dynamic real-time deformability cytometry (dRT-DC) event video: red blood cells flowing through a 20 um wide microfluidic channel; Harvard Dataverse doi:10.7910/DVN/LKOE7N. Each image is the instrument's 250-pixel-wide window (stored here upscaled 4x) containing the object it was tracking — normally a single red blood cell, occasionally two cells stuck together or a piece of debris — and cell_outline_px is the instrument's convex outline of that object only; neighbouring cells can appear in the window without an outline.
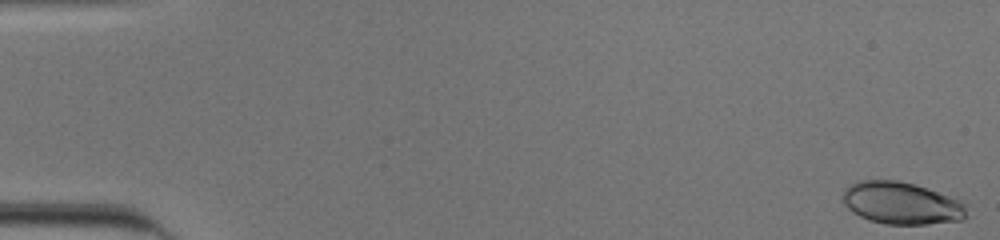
{"species": "human", "species_latin": "Homo sapiens", "temperature_condition": "cold", "stored_images_in_passage": 53, "camera_frame_rate_fps": 3000, "um_per_image_px": 0.085, "donor": {"sex": "male"}, "frame": {"image": 1, "passage_image": 1, "time_ms": 0.0, "image_size_px": [1000, 240], "cell_outline_px": [[968, 216], [964, 220], [924, 224], [884, 224], [868, 220], [852, 212], [844, 204], [844, 188], [848, 184], [860, 180], [896, 180], [912, 184], [960, 200], [964, 204]], "centroid_in_image_um": [76.6, 17.28], "position_along_channel_um": 8.4, "area_um2": 30.35}}
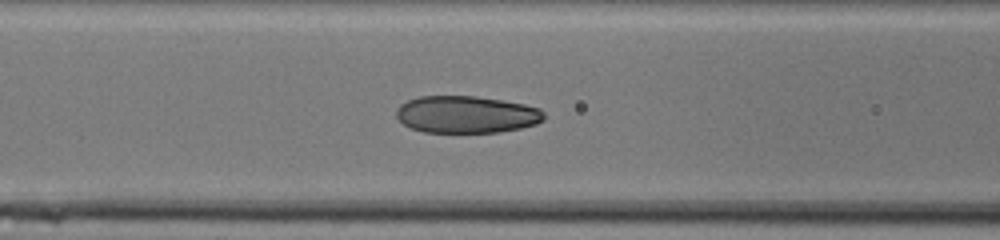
{"frame": {"image": 2, "passage_image": 23, "time_ms": 7.333, "image_size_px": [1000, 240], "cell_outline_px": [[544, 120], [536, 124], [520, 128], [500, 132], [424, 132], [412, 128], [404, 124], [396, 116], [396, 112], [400, 104], [408, 100], [420, 96], [476, 96], [524, 104], [540, 108], [544, 112]], "centroid_in_image_um": [39.66, 9.73], "position_along_channel_um": 126.9, "area_um2": 31.91}}
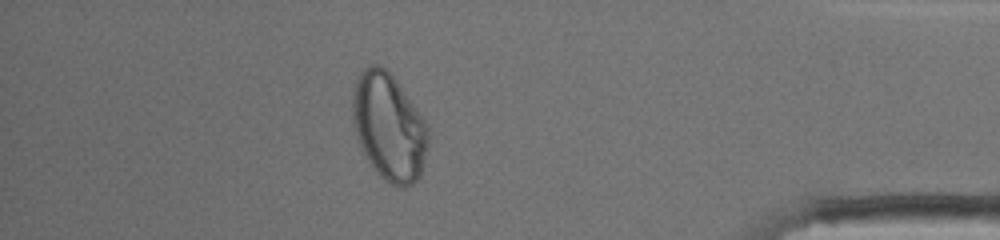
{"frame": {"image": 3, "passage_image": 47, "time_ms": 15.333, "image_size_px": [1000, 240], "cell_outline_px": [[428, 144], [420, 176], [412, 184], [400, 188], [392, 184], [380, 176], [356, 140], [352, 124], [352, 92], [356, 80], [360, 72], [364, 68], [372, 64], [380, 64], [396, 80], [428, 124]], "centroid_in_image_um": [33.04, 10.77], "position_along_channel_um": 402.2, "area_um2": 47.22}, "authors_computed_cell_mechanics": {"area_um2": 31.9056, "velocity_mm_per_s": 3.901, "shape_relaxation_time_tau1_ms": null, "shape_relaxation_time_tau2_ms": 0.8943, "deformation_change_tau1": null, "deformation_change_tau2": 0.0592}}